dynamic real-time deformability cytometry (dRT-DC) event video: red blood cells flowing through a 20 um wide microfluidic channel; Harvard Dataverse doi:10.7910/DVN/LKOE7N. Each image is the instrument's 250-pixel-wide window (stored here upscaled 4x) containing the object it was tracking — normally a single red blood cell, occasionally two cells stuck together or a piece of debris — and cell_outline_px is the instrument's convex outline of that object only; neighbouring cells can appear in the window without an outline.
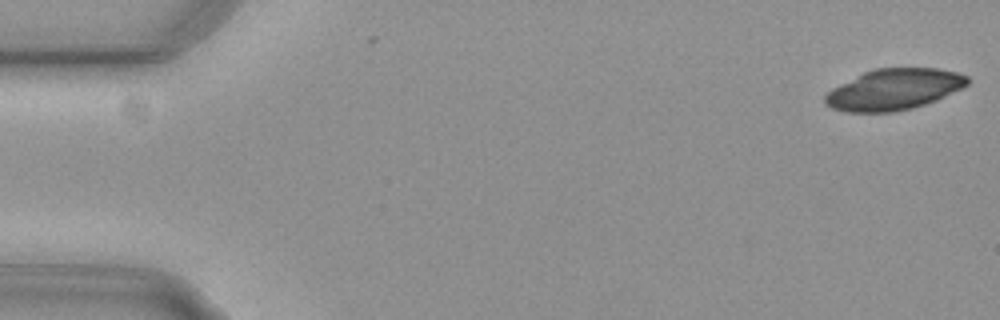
{"species": "common noctule bat (a hibernating species)", "species_latin": "Nyctalus noctula", "temperature_condition": "cold", "stored_images_in_passage": 2, "camera_frame_rate_fps": 3000, "um_per_image_px": 0.085, "animal": {"sex": "female", "body_mass_g": 29.2, "forearm_length_mm": 56.3}, "frame": {"image": 1, "passage_image": 2, "time_ms": 0.333, "image_size_px": [1000, 320], "cell_outline_px": [[968, 84], [936, 100], [912, 108], [896, 112], [848, 112], [832, 108], [824, 100], [824, 96], [832, 88], [864, 72], [876, 68], [936, 68], [956, 72], [968, 76]], "centroid_in_image_um": [75.97, 7.6], "position_along_channel_um": 9.0, "area_um2": 33.7}}